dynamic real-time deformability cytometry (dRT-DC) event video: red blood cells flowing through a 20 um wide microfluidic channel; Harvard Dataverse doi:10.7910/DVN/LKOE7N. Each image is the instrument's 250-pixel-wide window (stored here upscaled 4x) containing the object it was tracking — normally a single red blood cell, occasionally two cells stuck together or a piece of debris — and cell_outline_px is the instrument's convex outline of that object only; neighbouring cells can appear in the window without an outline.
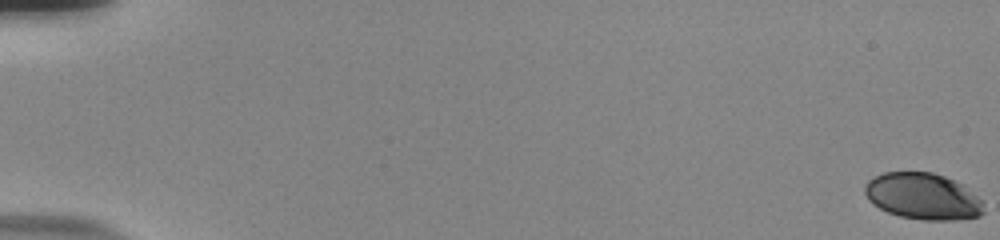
{"species": "human", "species_latin": "Homo sapiens", "temperature_condition": "room temperature", "stored_images_in_passage": 7, "camera_frame_rate_fps": 3000, "um_per_image_px": 0.085, "donor": {"sex": "male"}, "frame": {"image": 1, "passage_image": 1, "time_ms": 0.0, "image_size_px": [1000, 240], "cell_outline_px": [[984, 212], [980, 216], [952, 220], [924, 220], [900, 216], [888, 212], [872, 204], [868, 200], [864, 192], [864, 184], [868, 180], [884, 172], [932, 172], [944, 176], [960, 184], [984, 200]], "centroid_in_image_um": [78.44, 16.69], "position_along_channel_um": 6.6, "area_um2": 32.25}}